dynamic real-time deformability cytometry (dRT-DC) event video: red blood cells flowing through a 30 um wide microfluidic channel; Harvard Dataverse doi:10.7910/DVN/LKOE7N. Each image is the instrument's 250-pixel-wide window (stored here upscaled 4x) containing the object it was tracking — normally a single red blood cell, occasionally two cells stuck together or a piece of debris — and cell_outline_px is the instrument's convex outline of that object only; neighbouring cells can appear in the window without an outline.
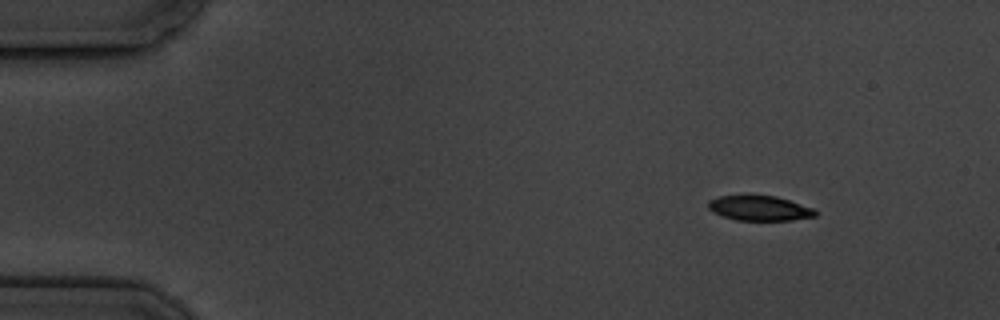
{"species": "common noctule bat (a hibernating species)", "species_latin": "Nyctalus noctula", "temperature_condition": "cold", "stored_images_in_passage": 4, "camera_frame_rate_fps": 3000, "um_per_image_px": 0.085, "animal": {"sex": "male", "body_mass_g": 19.5, "forearm_length_mm": 54.6}, "frame": {"image": 1, "passage_image": 2, "time_ms": 1.333, "image_size_px": [1000, 320], "cell_outline_px": [[816, 216], [792, 220], [736, 220], [712, 212], [708, 208], [708, 200], [720, 196], [776, 196], [812, 208], [816, 212]], "centroid_in_image_um": [64.53, 17.7], "position_along_channel_um": 20.5, "area_um2": 15.26}}
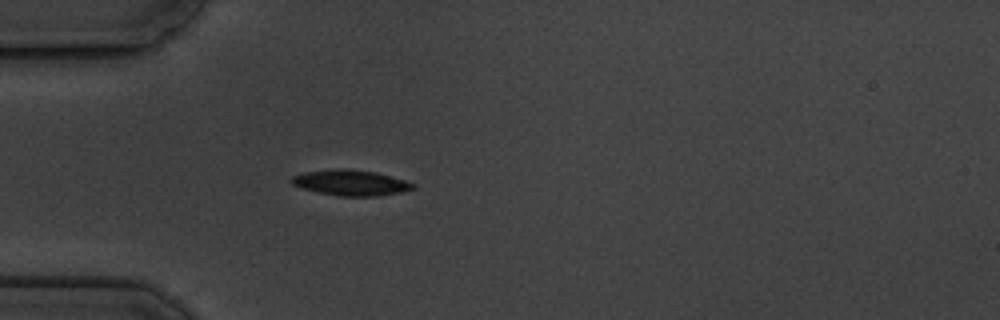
{"frame": {"image": 2, "passage_image": 4, "time_ms": 4.667, "image_size_px": [1000, 320], "cell_outline_px": [[416, 188], [400, 192], [376, 196], [340, 196], [320, 192], [304, 188], [292, 184], [288, 180], [292, 176], [304, 172], [340, 168], [344, 168], [376, 172], [404, 180], [416, 184]], "centroid_in_image_um": [29.81, 15.52], "position_along_channel_um": 55.2, "area_um2": 17.98}}